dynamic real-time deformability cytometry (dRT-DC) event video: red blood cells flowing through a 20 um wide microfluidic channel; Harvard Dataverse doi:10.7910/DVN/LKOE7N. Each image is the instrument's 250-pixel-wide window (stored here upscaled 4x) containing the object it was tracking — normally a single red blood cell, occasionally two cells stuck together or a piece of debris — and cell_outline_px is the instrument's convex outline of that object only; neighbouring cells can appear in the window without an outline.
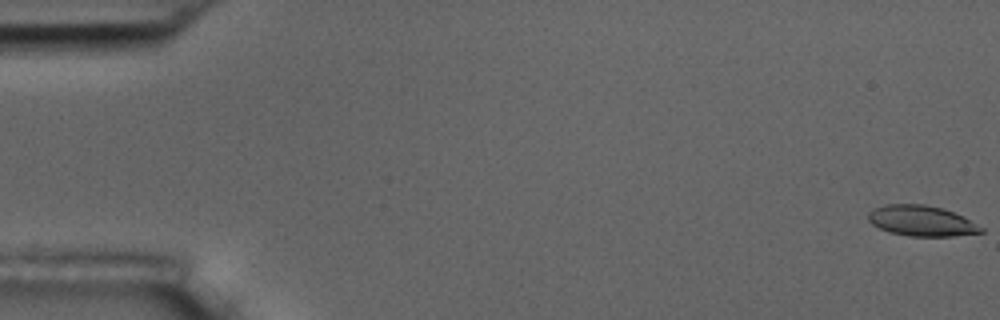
{"species": "common noctule bat (a hibernating species)", "species_latin": "Nyctalus noctula", "temperature_condition": "room temperature", "stored_images_in_passage": 7, "camera_frame_rate_fps": 3000, "um_per_image_px": 0.085, "animal": {"sex": "male", "body_mass_g": 17.5, "forearm_length_mm": 52.3}, "frame": {"image": 1, "passage_image": 1, "time_ms": 0.0, "image_size_px": [1000, 320], "cell_outline_px": [[984, 232], [952, 236], [908, 236], [888, 232], [872, 224], [868, 220], [868, 212], [872, 208], [884, 204], [924, 204], [944, 208], [964, 216], [984, 228]], "centroid_in_image_um": [78.32, 18.76], "position_along_channel_um": 6.7, "area_um2": 20.35}}
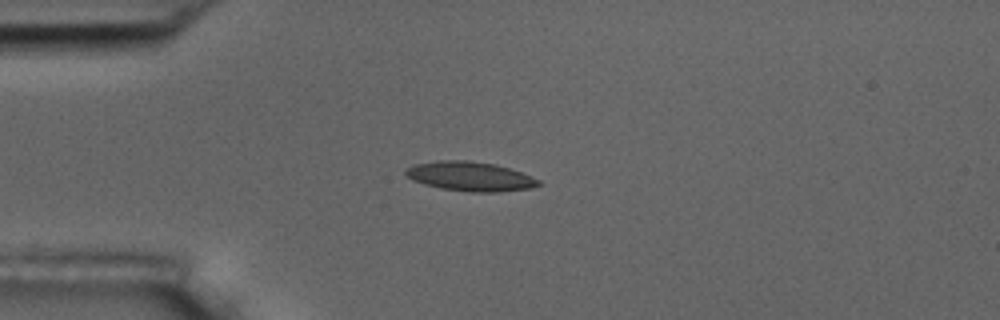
{"frame": {"image": 2, "passage_image": 5, "time_ms": 4.667, "image_size_px": [1000, 320], "cell_outline_px": [[544, 184], [532, 188], [496, 192], [468, 192], [440, 188], [424, 184], [412, 180], [404, 176], [404, 172], [408, 168], [416, 164], [440, 160], [468, 160], [496, 164], [520, 172], [540, 180]], "centroid_in_image_um": [39.97, 15.0], "position_along_channel_um": 45.0, "area_um2": 22.83}}
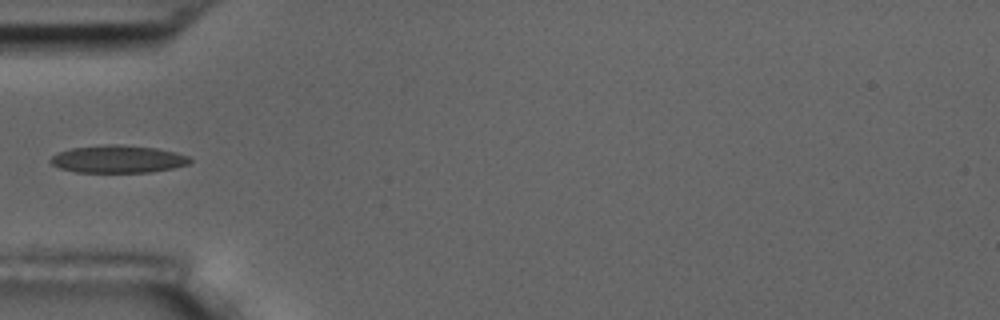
{"frame": {"image": 3, "passage_image": 6, "time_ms": 6.0, "image_size_px": [1000, 320], "cell_outline_px": [[192, 160], [188, 164], [172, 168], [148, 172], [76, 172], [60, 168], [52, 164], [48, 160], [56, 152], [72, 148], [104, 144], [120, 144], [156, 148], [176, 152], [188, 156]], "centroid_in_image_um": [9.99, 13.51], "position_along_channel_um": 75.0, "area_um2": 22.43}}